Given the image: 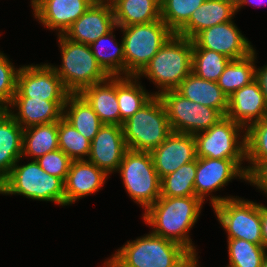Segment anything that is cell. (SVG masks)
Returning a JSON list of instances; mask_svg holds the SVG:
<instances>
[{
    "instance_id": "cell-44",
    "label": "cell",
    "mask_w": 267,
    "mask_h": 267,
    "mask_svg": "<svg viewBox=\"0 0 267 267\" xmlns=\"http://www.w3.org/2000/svg\"><path fill=\"white\" fill-rule=\"evenodd\" d=\"M182 267H200L198 265L197 253L196 254H191L187 258V260L184 262Z\"/></svg>"
},
{
    "instance_id": "cell-37",
    "label": "cell",
    "mask_w": 267,
    "mask_h": 267,
    "mask_svg": "<svg viewBox=\"0 0 267 267\" xmlns=\"http://www.w3.org/2000/svg\"><path fill=\"white\" fill-rule=\"evenodd\" d=\"M246 166L248 174L261 160L267 159V115L245 130ZM251 165V166H250Z\"/></svg>"
},
{
    "instance_id": "cell-2",
    "label": "cell",
    "mask_w": 267,
    "mask_h": 267,
    "mask_svg": "<svg viewBox=\"0 0 267 267\" xmlns=\"http://www.w3.org/2000/svg\"><path fill=\"white\" fill-rule=\"evenodd\" d=\"M193 41L173 34L137 75L152 80L159 90L154 95L175 90L192 72Z\"/></svg>"
},
{
    "instance_id": "cell-41",
    "label": "cell",
    "mask_w": 267,
    "mask_h": 267,
    "mask_svg": "<svg viewBox=\"0 0 267 267\" xmlns=\"http://www.w3.org/2000/svg\"><path fill=\"white\" fill-rule=\"evenodd\" d=\"M256 80L259 82L267 102V64L261 68L256 67Z\"/></svg>"
},
{
    "instance_id": "cell-25",
    "label": "cell",
    "mask_w": 267,
    "mask_h": 267,
    "mask_svg": "<svg viewBox=\"0 0 267 267\" xmlns=\"http://www.w3.org/2000/svg\"><path fill=\"white\" fill-rule=\"evenodd\" d=\"M175 90L194 103L214 108L226 116L228 96L217 82L204 80L191 72Z\"/></svg>"
},
{
    "instance_id": "cell-7",
    "label": "cell",
    "mask_w": 267,
    "mask_h": 267,
    "mask_svg": "<svg viewBox=\"0 0 267 267\" xmlns=\"http://www.w3.org/2000/svg\"><path fill=\"white\" fill-rule=\"evenodd\" d=\"M210 203L227 239H244L263 245L261 204L232 196H210Z\"/></svg>"
},
{
    "instance_id": "cell-10",
    "label": "cell",
    "mask_w": 267,
    "mask_h": 267,
    "mask_svg": "<svg viewBox=\"0 0 267 267\" xmlns=\"http://www.w3.org/2000/svg\"><path fill=\"white\" fill-rule=\"evenodd\" d=\"M163 102L172 132L195 135L224 117L218 110L183 97L176 90L158 95Z\"/></svg>"
},
{
    "instance_id": "cell-5",
    "label": "cell",
    "mask_w": 267,
    "mask_h": 267,
    "mask_svg": "<svg viewBox=\"0 0 267 267\" xmlns=\"http://www.w3.org/2000/svg\"><path fill=\"white\" fill-rule=\"evenodd\" d=\"M58 40L62 65L53 68L70 94H79L110 77L96 61L89 45L73 42L64 35H58Z\"/></svg>"
},
{
    "instance_id": "cell-27",
    "label": "cell",
    "mask_w": 267,
    "mask_h": 267,
    "mask_svg": "<svg viewBox=\"0 0 267 267\" xmlns=\"http://www.w3.org/2000/svg\"><path fill=\"white\" fill-rule=\"evenodd\" d=\"M63 117L90 141L103 125L96 112L80 94L68 95L63 108Z\"/></svg>"
},
{
    "instance_id": "cell-19",
    "label": "cell",
    "mask_w": 267,
    "mask_h": 267,
    "mask_svg": "<svg viewBox=\"0 0 267 267\" xmlns=\"http://www.w3.org/2000/svg\"><path fill=\"white\" fill-rule=\"evenodd\" d=\"M115 26L112 6L91 4L64 33V36L73 42L90 45Z\"/></svg>"
},
{
    "instance_id": "cell-17",
    "label": "cell",
    "mask_w": 267,
    "mask_h": 267,
    "mask_svg": "<svg viewBox=\"0 0 267 267\" xmlns=\"http://www.w3.org/2000/svg\"><path fill=\"white\" fill-rule=\"evenodd\" d=\"M126 150L123 127L103 124L91 141L88 161L111 174L118 170Z\"/></svg>"
},
{
    "instance_id": "cell-21",
    "label": "cell",
    "mask_w": 267,
    "mask_h": 267,
    "mask_svg": "<svg viewBox=\"0 0 267 267\" xmlns=\"http://www.w3.org/2000/svg\"><path fill=\"white\" fill-rule=\"evenodd\" d=\"M65 103L66 101H46L29 97H13L7 111L25 129L34 125L58 122L63 117ZM14 107L18 108H16L18 110L17 113H14Z\"/></svg>"
},
{
    "instance_id": "cell-40",
    "label": "cell",
    "mask_w": 267,
    "mask_h": 267,
    "mask_svg": "<svg viewBox=\"0 0 267 267\" xmlns=\"http://www.w3.org/2000/svg\"><path fill=\"white\" fill-rule=\"evenodd\" d=\"M247 181L267 195V159L261 160L247 174Z\"/></svg>"
},
{
    "instance_id": "cell-20",
    "label": "cell",
    "mask_w": 267,
    "mask_h": 267,
    "mask_svg": "<svg viewBox=\"0 0 267 267\" xmlns=\"http://www.w3.org/2000/svg\"><path fill=\"white\" fill-rule=\"evenodd\" d=\"M108 176L104 170L88 160H73L64 181L65 205L97 193Z\"/></svg>"
},
{
    "instance_id": "cell-33",
    "label": "cell",
    "mask_w": 267,
    "mask_h": 267,
    "mask_svg": "<svg viewBox=\"0 0 267 267\" xmlns=\"http://www.w3.org/2000/svg\"><path fill=\"white\" fill-rule=\"evenodd\" d=\"M229 264L226 267H261L267 250L244 239H228Z\"/></svg>"
},
{
    "instance_id": "cell-24",
    "label": "cell",
    "mask_w": 267,
    "mask_h": 267,
    "mask_svg": "<svg viewBox=\"0 0 267 267\" xmlns=\"http://www.w3.org/2000/svg\"><path fill=\"white\" fill-rule=\"evenodd\" d=\"M93 108L103 124L120 126V111L116 96V77L93 84L79 93Z\"/></svg>"
},
{
    "instance_id": "cell-15",
    "label": "cell",
    "mask_w": 267,
    "mask_h": 267,
    "mask_svg": "<svg viewBox=\"0 0 267 267\" xmlns=\"http://www.w3.org/2000/svg\"><path fill=\"white\" fill-rule=\"evenodd\" d=\"M159 178L197 159L196 139L192 134L172 132L165 141L150 151Z\"/></svg>"
},
{
    "instance_id": "cell-35",
    "label": "cell",
    "mask_w": 267,
    "mask_h": 267,
    "mask_svg": "<svg viewBox=\"0 0 267 267\" xmlns=\"http://www.w3.org/2000/svg\"><path fill=\"white\" fill-rule=\"evenodd\" d=\"M230 60L212 50L193 49L192 72L199 78L217 82Z\"/></svg>"
},
{
    "instance_id": "cell-29",
    "label": "cell",
    "mask_w": 267,
    "mask_h": 267,
    "mask_svg": "<svg viewBox=\"0 0 267 267\" xmlns=\"http://www.w3.org/2000/svg\"><path fill=\"white\" fill-rule=\"evenodd\" d=\"M59 149L58 122L34 125L24 129L22 158H37Z\"/></svg>"
},
{
    "instance_id": "cell-28",
    "label": "cell",
    "mask_w": 267,
    "mask_h": 267,
    "mask_svg": "<svg viewBox=\"0 0 267 267\" xmlns=\"http://www.w3.org/2000/svg\"><path fill=\"white\" fill-rule=\"evenodd\" d=\"M116 96L120 111V126H122L124 121L154 96V93L151 94L143 89L137 76H117Z\"/></svg>"
},
{
    "instance_id": "cell-38",
    "label": "cell",
    "mask_w": 267,
    "mask_h": 267,
    "mask_svg": "<svg viewBox=\"0 0 267 267\" xmlns=\"http://www.w3.org/2000/svg\"><path fill=\"white\" fill-rule=\"evenodd\" d=\"M6 56L0 52V110H7L12 102L19 71Z\"/></svg>"
},
{
    "instance_id": "cell-26",
    "label": "cell",
    "mask_w": 267,
    "mask_h": 267,
    "mask_svg": "<svg viewBox=\"0 0 267 267\" xmlns=\"http://www.w3.org/2000/svg\"><path fill=\"white\" fill-rule=\"evenodd\" d=\"M112 8L117 27L147 24L161 19L159 0H116Z\"/></svg>"
},
{
    "instance_id": "cell-46",
    "label": "cell",
    "mask_w": 267,
    "mask_h": 267,
    "mask_svg": "<svg viewBox=\"0 0 267 267\" xmlns=\"http://www.w3.org/2000/svg\"><path fill=\"white\" fill-rule=\"evenodd\" d=\"M104 267H119L111 258L105 261Z\"/></svg>"
},
{
    "instance_id": "cell-18",
    "label": "cell",
    "mask_w": 267,
    "mask_h": 267,
    "mask_svg": "<svg viewBox=\"0 0 267 267\" xmlns=\"http://www.w3.org/2000/svg\"><path fill=\"white\" fill-rule=\"evenodd\" d=\"M267 115V102L259 82L255 79L228 97L226 117L245 130Z\"/></svg>"
},
{
    "instance_id": "cell-8",
    "label": "cell",
    "mask_w": 267,
    "mask_h": 267,
    "mask_svg": "<svg viewBox=\"0 0 267 267\" xmlns=\"http://www.w3.org/2000/svg\"><path fill=\"white\" fill-rule=\"evenodd\" d=\"M117 28L123 31L124 76H137L174 34L161 19Z\"/></svg>"
},
{
    "instance_id": "cell-32",
    "label": "cell",
    "mask_w": 267,
    "mask_h": 267,
    "mask_svg": "<svg viewBox=\"0 0 267 267\" xmlns=\"http://www.w3.org/2000/svg\"><path fill=\"white\" fill-rule=\"evenodd\" d=\"M196 177V160L179 167L175 172L161 178L162 197L196 196L194 182Z\"/></svg>"
},
{
    "instance_id": "cell-13",
    "label": "cell",
    "mask_w": 267,
    "mask_h": 267,
    "mask_svg": "<svg viewBox=\"0 0 267 267\" xmlns=\"http://www.w3.org/2000/svg\"><path fill=\"white\" fill-rule=\"evenodd\" d=\"M244 160L246 159L197 157L194 182L195 195L204 202L211 192H216L223 188L234 177L247 181L246 167L241 166Z\"/></svg>"
},
{
    "instance_id": "cell-39",
    "label": "cell",
    "mask_w": 267,
    "mask_h": 267,
    "mask_svg": "<svg viewBox=\"0 0 267 267\" xmlns=\"http://www.w3.org/2000/svg\"><path fill=\"white\" fill-rule=\"evenodd\" d=\"M36 161L46 173L65 181L73 160L61 149H57L37 158Z\"/></svg>"
},
{
    "instance_id": "cell-9",
    "label": "cell",
    "mask_w": 267,
    "mask_h": 267,
    "mask_svg": "<svg viewBox=\"0 0 267 267\" xmlns=\"http://www.w3.org/2000/svg\"><path fill=\"white\" fill-rule=\"evenodd\" d=\"M129 197L146 211L161 196L160 181L150 152L127 149L116 171Z\"/></svg>"
},
{
    "instance_id": "cell-30",
    "label": "cell",
    "mask_w": 267,
    "mask_h": 267,
    "mask_svg": "<svg viewBox=\"0 0 267 267\" xmlns=\"http://www.w3.org/2000/svg\"><path fill=\"white\" fill-rule=\"evenodd\" d=\"M115 28L89 45L96 61L110 77L124 76V44L123 40L120 44L114 42L117 41L112 33Z\"/></svg>"
},
{
    "instance_id": "cell-4",
    "label": "cell",
    "mask_w": 267,
    "mask_h": 267,
    "mask_svg": "<svg viewBox=\"0 0 267 267\" xmlns=\"http://www.w3.org/2000/svg\"><path fill=\"white\" fill-rule=\"evenodd\" d=\"M19 159L0 183V194L23 195L38 201H51L65 206L64 181L46 173L36 160L19 165Z\"/></svg>"
},
{
    "instance_id": "cell-6",
    "label": "cell",
    "mask_w": 267,
    "mask_h": 267,
    "mask_svg": "<svg viewBox=\"0 0 267 267\" xmlns=\"http://www.w3.org/2000/svg\"><path fill=\"white\" fill-rule=\"evenodd\" d=\"M122 127L127 149L135 151L150 152L172 133L165 106L158 95L124 121Z\"/></svg>"
},
{
    "instance_id": "cell-3",
    "label": "cell",
    "mask_w": 267,
    "mask_h": 267,
    "mask_svg": "<svg viewBox=\"0 0 267 267\" xmlns=\"http://www.w3.org/2000/svg\"><path fill=\"white\" fill-rule=\"evenodd\" d=\"M190 255L181 244L150 232L127 241L111 259L119 267H182Z\"/></svg>"
},
{
    "instance_id": "cell-36",
    "label": "cell",
    "mask_w": 267,
    "mask_h": 267,
    "mask_svg": "<svg viewBox=\"0 0 267 267\" xmlns=\"http://www.w3.org/2000/svg\"><path fill=\"white\" fill-rule=\"evenodd\" d=\"M205 0H161V20L177 33Z\"/></svg>"
},
{
    "instance_id": "cell-42",
    "label": "cell",
    "mask_w": 267,
    "mask_h": 267,
    "mask_svg": "<svg viewBox=\"0 0 267 267\" xmlns=\"http://www.w3.org/2000/svg\"><path fill=\"white\" fill-rule=\"evenodd\" d=\"M261 231L263 246L267 250V207L261 204Z\"/></svg>"
},
{
    "instance_id": "cell-11",
    "label": "cell",
    "mask_w": 267,
    "mask_h": 267,
    "mask_svg": "<svg viewBox=\"0 0 267 267\" xmlns=\"http://www.w3.org/2000/svg\"><path fill=\"white\" fill-rule=\"evenodd\" d=\"M241 132L244 134L243 136H241ZM194 136L197 157L246 159L245 129L226 116L222 117L211 128L196 133Z\"/></svg>"
},
{
    "instance_id": "cell-1",
    "label": "cell",
    "mask_w": 267,
    "mask_h": 267,
    "mask_svg": "<svg viewBox=\"0 0 267 267\" xmlns=\"http://www.w3.org/2000/svg\"><path fill=\"white\" fill-rule=\"evenodd\" d=\"M203 204L197 196H160L144 212L143 220L152 227L154 235L177 242L191 254H196V247L188 234L199 220Z\"/></svg>"
},
{
    "instance_id": "cell-16",
    "label": "cell",
    "mask_w": 267,
    "mask_h": 267,
    "mask_svg": "<svg viewBox=\"0 0 267 267\" xmlns=\"http://www.w3.org/2000/svg\"><path fill=\"white\" fill-rule=\"evenodd\" d=\"M90 5V0H36L31 7L34 18L49 30H57V35H64Z\"/></svg>"
},
{
    "instance_id": "cell-43",
    "label": "cell",
    "mask_w": 267,
    "mask_h": 267,
    "mask_svg": "<svg viewBox=\"0 0 267 267\" xmlns=\"http://www.w3.org/2000/svg\"><path fill=\"white\" fill-rule=\"evenodd\" d=\"M265 2H266V0L263 2H261V0H238L235 4L236 5V12L239 11V9H241L243 7V5L246 6V4H248V3L249 4L251 3L253 5H258V7H259V6H262L261 4L262 3L264 4Z\"/></svg>"
},
{
    "instance_id": "cell-47",
    "label": "cell",
    "mask_w": 267,
    "mask_h": 267,
    "mask_svg": "<svg viewBox=\"0 0 267 267\" xmlns=\"http://www.w3.org/2000/svg\"><path fill=\"white\" fill-rule=\"evenodd\" d=\"M261 267H267V256L265 257Z\"/></svg>"
},
{
    "instance_id": "cell-45",
    "label": "cell",
    "mask_w": 267,
    "mask_h": 267,
    "mask_svg": "<svg viewBox=\"0 0 267 267\" xmlns=\"http://www.w3.org/2000/svg\"><path fill=\"white\" fill-rule=\"evenodd\" d=\"M116 0H90L91 4L110 5L112 6Z\"/></svg>"
},
{
    "instance_id": "cell-31",
    "label": "cell",
    "mask_w": 267,
    "mask_h": 267,
    "mask_svg": "<svg viewBox=\"0 0 267 267\" xmlns=\"http://www.w3.org/2000/svg\"><path fill=\"white\" fill-rule=\"evenodd\" d=\"M256 57L254 51L244 58L230 60L226 65L217 83L228 97L256 79Z\"/></svg>"
},
{
    "instance_id": "cell-34",
    "label": "cell",
    "mask_w": 267,
    "mask_h": 267,
    "mask_svg": "<svg viewBox=\"0 0 267 267\" xmlns=\"http://www.w3.org/2000/svg\"><path fill=\"white\" fill-rule=\"evenodd\" d=\"M58 146L72 160H87L90 154L91 141L62 117L58 121Z\"/></svg>"
},
{
    "instance_id": "cell-23",
    "label": "cell",
    "mask_w": 267,
    "mask_h": 267,
    "mask_svg": "<svg viewBox=\"0 0 267 267\" xmlns=\"http://www.w3.org/2000/svg\"><path fill=\"white\" fill-rule=\"evenodd\" d=\"M24 129L7 110H0V183L22 159Z\"/></svg>"
},
{
    "instance_id": "cell-22",
    "label": "cell",
    "mask_w": 267,
    "mask_h": 267,
    "mask_svg": "<svg viewBox=\"0 0 267 267\" xmlns=\"http://www.w3.org/2000/svg\"><path fill=\"white\" fill-rule=\"evenodd\" d=\"M235 14L236 5L231 0H205L176 34L192 40L204 29L232 21Z\"/></svg>"
},
{
    "instance_id": "cell-12",
    "label": "cell",
    "mask_w": 267,
    "mask_h": 267,
    "mask_svg": "<svg viewBox=\"0 0 267 267\" xmlns=\"http://www.w3.org/2000/svg\"><path fill=\"white\" fill-rule=\"evenodd\" d=\"M65 89L53 65H26L19 68L16 92L13 97H29L46 101H66Z\"/></svg>"
},
{
    "instance_id": "cell-14",
    "label": "cell",
    "mask_w": 267,
    "mask_h": 267,
    "mask_svg": "<svg viewBox=\"0 0 267 267\" xmlns=\"http://www.w3.org/2000/svg\"><path fill=\"white\" fill-rule=\"evenodd\" d=\"M193 49H208L231 60L241 59L255 51L234 21L212 26L199 32L193 39Z\"/></svg>"
}]
</instances>
